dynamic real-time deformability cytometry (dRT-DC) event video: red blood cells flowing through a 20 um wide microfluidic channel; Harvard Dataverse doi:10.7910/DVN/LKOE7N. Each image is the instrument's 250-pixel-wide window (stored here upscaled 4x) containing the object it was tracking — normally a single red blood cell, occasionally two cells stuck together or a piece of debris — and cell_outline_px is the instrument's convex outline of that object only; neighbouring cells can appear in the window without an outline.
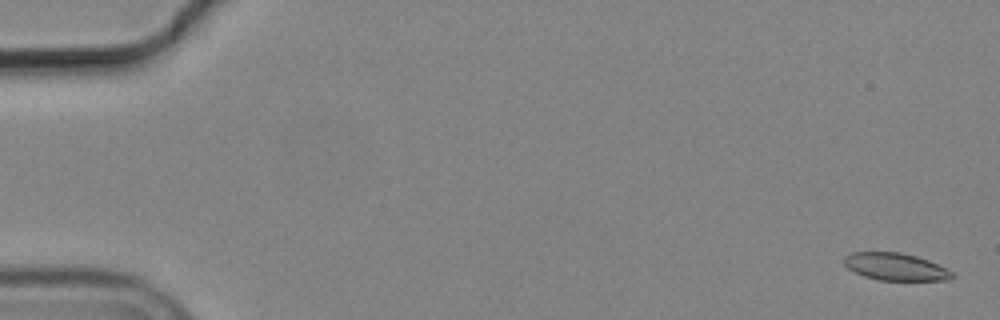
{"species": "common noctule bat (a hibernating species)", "species_latin": "Nyctalus noctula", "temperature_condition": "cold", "stored_images_in_passage": 56, "camera_frame_rate_fps": 3000, "um_per_image_px": 0.085, "animal": {"sex": "male", "body_mass_g": 19.2, "forearm_length_mm": 51.8}, "frame": {"image": 1, "passage_image": 1, "time_ms": 0.0, "image_size_px": [1000, 320], "cell_outline_px": [[956, 276], [952, 280], [880, 280], [864, 276], [848, 268], [844, 264], [844, 256], [852, 252], [900, 252], [916, 256], [928, 260], [952, 272]], "centroid_in_image_um": [76.12, 22.67], "position_along_channel_um": 8.9, "area_um2": 17.11}}
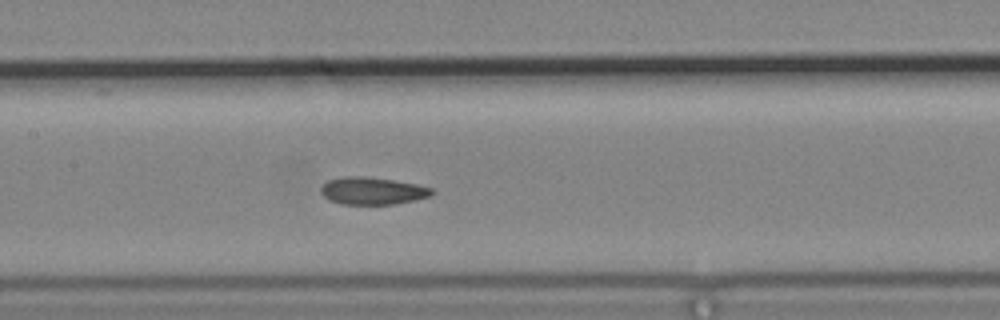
{"frame": {"image": 2, "passage_image": 27, "time_ms": 8.667, "image_size_px": [1000, 320], "cell_outline_px": [[436, 192], [432, 196], [392, 204], [340, 204], [328, 200], [320, 192], [320, 188], [328, 180], [340, 176], [364, 176], [392, 180], [416, 184], [432, 188]], "centroid_in_image_um": [31.63, 16.22], "position_along_channel_um": 175.8, "area_um2": 17.74}}
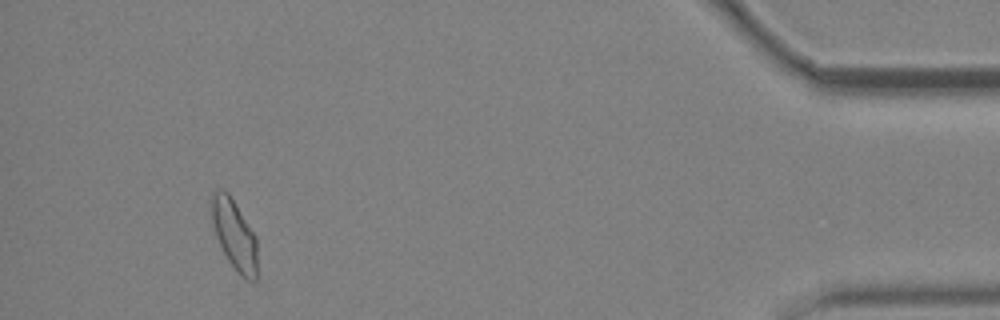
{"frame": {"image": 3, "passage_image": 52, "time_ms": 17.0, "image_size_px": [1000, 320], "cell_outline_px": [[256, 280], [248, 280], [228, 260], [216, 236], [208, 212], [208, 200], [212, 192], [220, 188], [228, 192], [256, 236]], "centroid_in_image_um": [19.84, 19.81], "position_along_channel_um": 415.4, "area_um2": 18.73}, "authors_computed_cell_mechanics": {"area_um2": 18.2359, "velocity_mm_per_s": 3.6752, "shape_relaxation_time_tau1_ms": null, "shape_relaxation_time_tau2_ms": 2.3342, "deformation_change_tau1": null, "deformation_change_tau2": 0.0683}}